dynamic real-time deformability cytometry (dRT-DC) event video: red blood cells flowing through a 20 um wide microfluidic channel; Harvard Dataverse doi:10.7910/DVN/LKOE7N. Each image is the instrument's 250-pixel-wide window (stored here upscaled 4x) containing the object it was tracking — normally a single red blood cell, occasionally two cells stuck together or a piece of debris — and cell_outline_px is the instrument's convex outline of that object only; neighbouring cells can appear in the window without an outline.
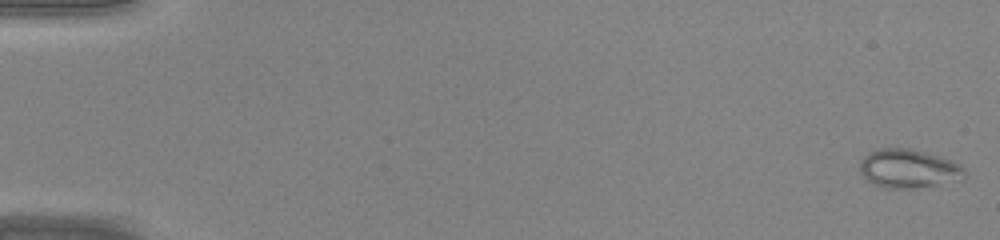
{"species": "common noctule bat (a hibernating species)", "species_latin": "Nyctalus noctula", "temperature_condition": "warm", "stored_images_in_passage": 46, "camera_frame_rate_fps": 3000, "um_per_image_px": 0.085, "animal": {"sex": "male", "body_mass_g": 20.0, "forearm_length_mm": 53.3}, "frame": {"image": 1, "passage_image": 1, "time_ms": 0.0, "image_size_px": [1000, 240], "cell_outline_px": [[968, 176], [960, 180], [916, 188], [884, 188], [872, 184], [860, 172], [860, 160], [868, 152], [880, 148], [912, 148], [952, 160], [960, 164], [964, 168]], "centroid_in_image_um": [77.24, 14.33], "position_along_channel_um": 7.8, "area_um2": 23.93}}
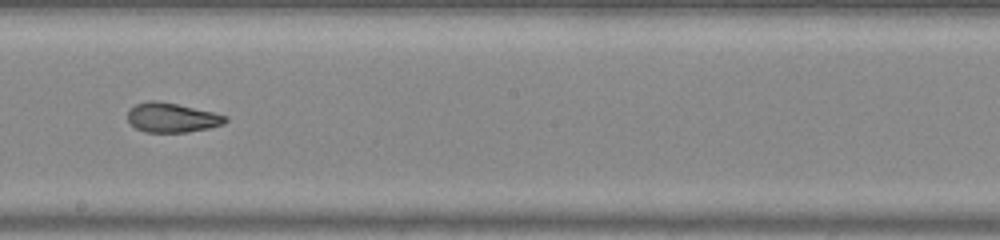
{"frame": {"image": 2, "passage_image": 27, "time_ms": 8.667, "image_size_px": [1000, 240], "cell_outline_px": [[228, 120], [224, 124], [208, 128], [188, 132], [144, 132], [136, 128], [128, 120], [128, 108], [136, 104], [148, 100], [156, 100], [216, 112], [228, 116]], "centroid_in_image_um": [14.63, 9.99], "position_along_channel_um": 233.6, "area_um2": 16.94}}
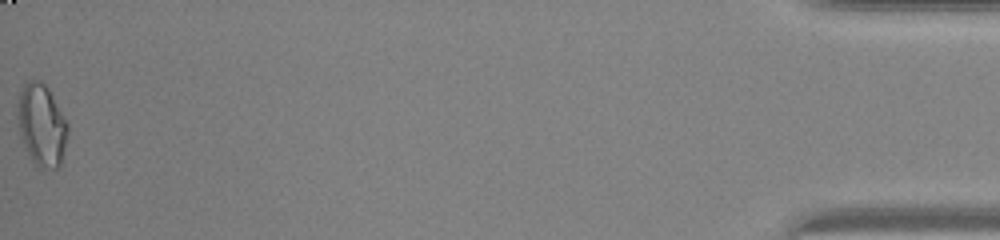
{"frame": {"image": 3, "passage_image": 46, "time_ms": 15.0, "image_size_px": [1000, 240], "cell_outline_px": [[68, 132], [60, 164], [56, 168], [36, 168], [20, 136], [16, 116], [16, 104], [20, 92], [24, 84], [28, 80], [40, 80], [48, 88], [68, 124]], "centroid_in_image_um": [3.5, 10.61], "position_along_channel_um": 431.7, "area_um2": 23.99}}